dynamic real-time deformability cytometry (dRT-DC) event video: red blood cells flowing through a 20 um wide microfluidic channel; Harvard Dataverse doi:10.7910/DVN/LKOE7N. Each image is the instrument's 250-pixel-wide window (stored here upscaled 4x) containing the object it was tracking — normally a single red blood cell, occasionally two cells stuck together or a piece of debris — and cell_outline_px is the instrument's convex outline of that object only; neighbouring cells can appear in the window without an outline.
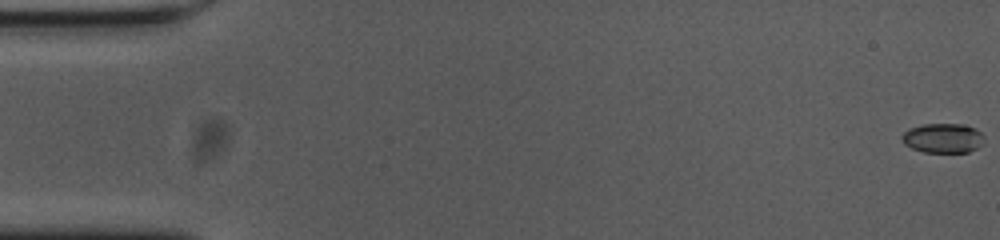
{"species": "common noctule bat (a hibernating species)", "species_latin": "Nyctalus noctula", "temperature_condition": "cold", "stored_images_in_passage": 55, "camera_frame_rate_fps": 3000, "um_per_image_px": 0.085, "animal": {"sex": "female", "body_mass_g": 23.0, "forearm_length_mm": 53.4}, "frame": {"image": 1, "passage_image": 1, "time_ms": 0.0, "image_size_px": [1000, 240], "cell_outline_px": [[984, 140], [976, 148], [968, 152], [924, 152], [912, 148], [904, 144], [900, 140], [900, 136], [908, 128], [924, 124], [960, 124], [976, 128], [984, 136]], "centroid_in_image_um": [80.11, 11.73], "position_along_channel_um": 4.9, "area_um2": 14.22}}
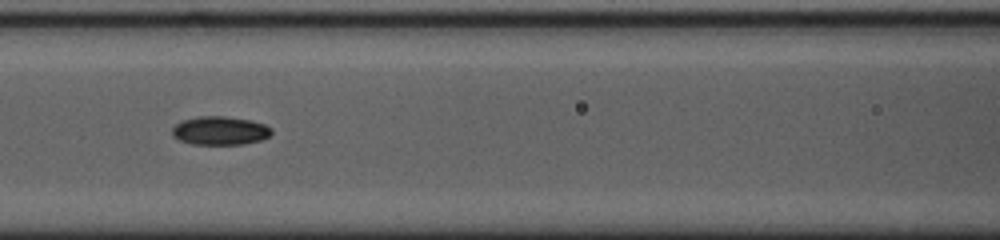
{"frame": {"image": 2, "passage_image": 25, "time_ms": 8.0, "image_size_px": [1000, 240], "cell_outline_px": [[272, 132], [268, 136], [260, 140], [244, 144], [192, 144], [180, 140], [172, 136], [172, 128], [176, 124], [184, 120], [196, 116], [224, 116], [248, 120], [264, 124], [272, 128]], "centroid_in_image_um": [18.68, 11.1], "position_along_channel_um": 147.9, "area_um2": 16.42}}
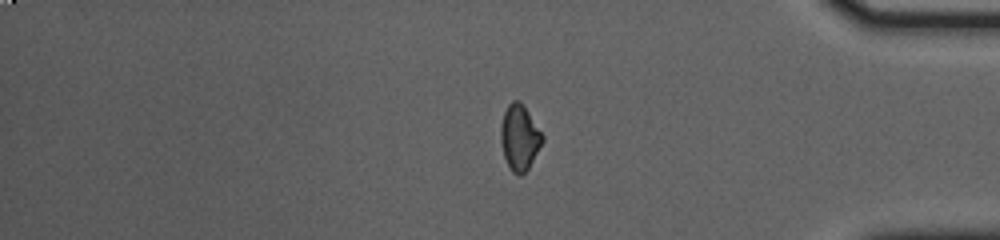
{"frame": {"image": 3, "passage_image": 47, "time_ms": 15.333, "image_size_px": [1000, 240], "cell_outline_px": [[544, 140], [528, 168], [520, 176], [512, 172], [504, 156], [500, 140], [500, 128], [504, 112], [508, 104], [512, 100], [520, 100], [544, 136]], "centroid_in_image_um": [44.15, 11.67], "position_along_channel_um": 391.0, "area_um2": 15.78}}